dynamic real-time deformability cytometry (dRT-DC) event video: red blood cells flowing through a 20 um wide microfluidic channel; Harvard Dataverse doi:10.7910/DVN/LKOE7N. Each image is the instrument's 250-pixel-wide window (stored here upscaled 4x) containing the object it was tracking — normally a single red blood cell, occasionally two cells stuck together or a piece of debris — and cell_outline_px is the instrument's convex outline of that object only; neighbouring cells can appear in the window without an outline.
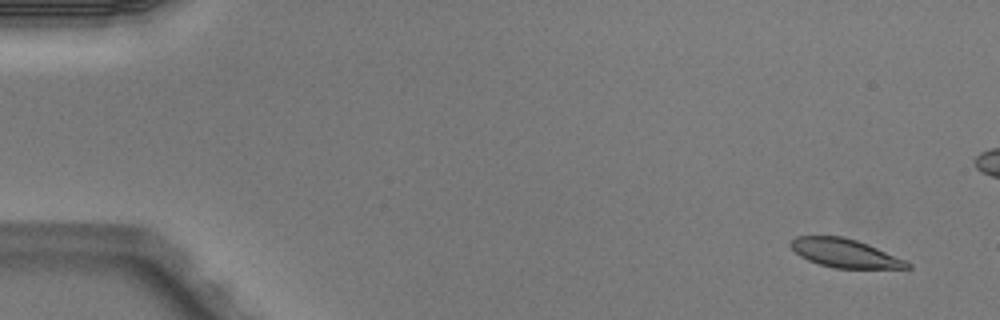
{"species": "Egyptian fruit bat (a non-hibernating species)", "species_latin": "Rousettus aegyptiacus", "temperature_condition": "warm", "stored_images_in_passage": 3, "camera_frame_rate_fps": 3000, "um_per_image_px": 0.085, "animal": {"sex": "male"}, "frame": {"image": 1, "passage_image": 1, "time_ms": 0.0, "image_size_px": [1000, 320], "cell_outline_px": [[912, 268], [836, 268], [820, 264], [808, 260], [800, 256], [788, 244], [796, 236], [844, 236], [868, 244], [904, 260], [912, 264]], "centroid_in_image_um": [71.79, 21.51], "position_along_channel_um": 13.2, "area_um2": 19.19}}